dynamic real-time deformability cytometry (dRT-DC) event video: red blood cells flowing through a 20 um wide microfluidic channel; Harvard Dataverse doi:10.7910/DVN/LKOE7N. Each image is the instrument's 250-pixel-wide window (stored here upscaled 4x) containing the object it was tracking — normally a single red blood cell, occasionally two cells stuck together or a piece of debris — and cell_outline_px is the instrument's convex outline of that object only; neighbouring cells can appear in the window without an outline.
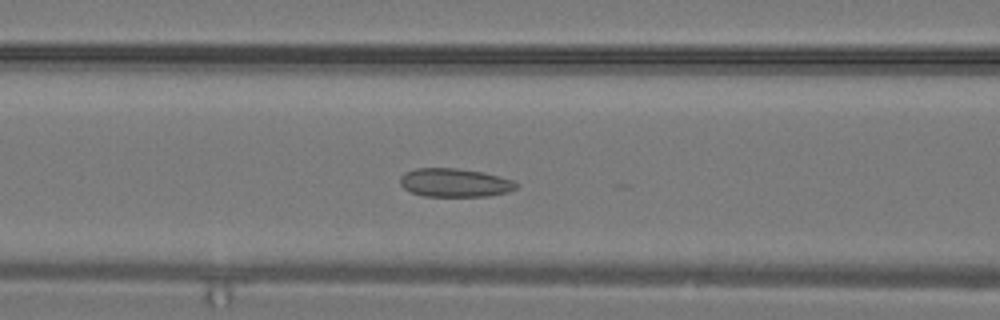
{"species": "common noctule bat (a hibernating species)", "species_latin": "Nyctalus noctula", "temperature_condition": "warm", "stored_images_in_passage": 21, "camera_frame_rate_fps": 3000, "um_per_image_px": 0.085, "animal": {"sex": "male", "body_mass_g": 19.2, "forearm_length_mm": 51.8}, "frame": {"image": 1, "passage_image": 11, "time_ms": 3.333, "image_size_px": [1000, 320], "cell_outline_px": [[516, 188], [508, 192], [488, 196], [424, 196], [412, 192], [404, 188], [400, 184], [400, 176], [404, 172], [416, 168], [456, 168], [484, 172], [500, 176], [512, 180], [516, 184]], "centroid_in_image_um": [38.63, 15.52], "position_along_channel_um": 128.0, "area_um2": 19.31}}
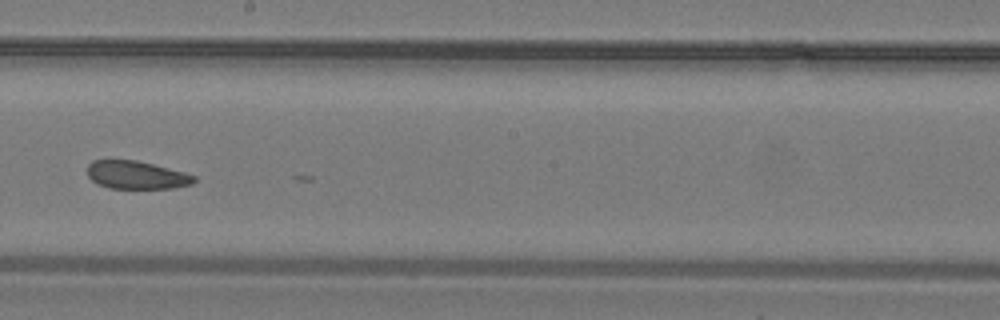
{"frame": {"image": 2, "passage_image": 16, "time_ms": 5.0, "image_size_px": [1000, 320], "cell_outline_px": [[196, 180], [192, 184], [172, 188], [108, 188], [96, 184], [88, 176], [88, 164], [92, 160], [136, 160], [184, 172], [196, 176]], "centroid_in_image_um": [11.58, 14.88], "position_along_channel_um": 236.6, "area_um2": 17.4}}
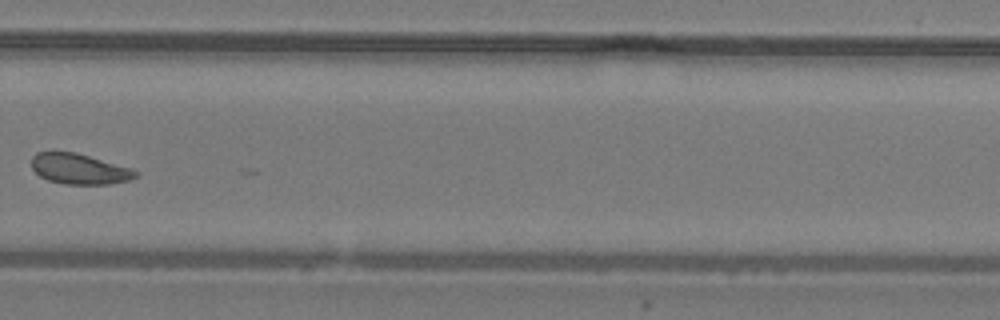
{"frame": {"image": 3, "passage_image": 20, "time_ms": 6.333, "image_size_px": [1000, 320], "cell_outline_px": [[140, 176], [132, 180], [108, 184], [64, 184], [48, 180], [40, 176], [32, 168], [32, 156], [36, 152], [52, 148], [76, 152], [132, 168], [140, 172]], "centroid_in_image_um": [6.74, 14.32], "position_along_channel_um": 323.1, "area_um2": 19.25}}